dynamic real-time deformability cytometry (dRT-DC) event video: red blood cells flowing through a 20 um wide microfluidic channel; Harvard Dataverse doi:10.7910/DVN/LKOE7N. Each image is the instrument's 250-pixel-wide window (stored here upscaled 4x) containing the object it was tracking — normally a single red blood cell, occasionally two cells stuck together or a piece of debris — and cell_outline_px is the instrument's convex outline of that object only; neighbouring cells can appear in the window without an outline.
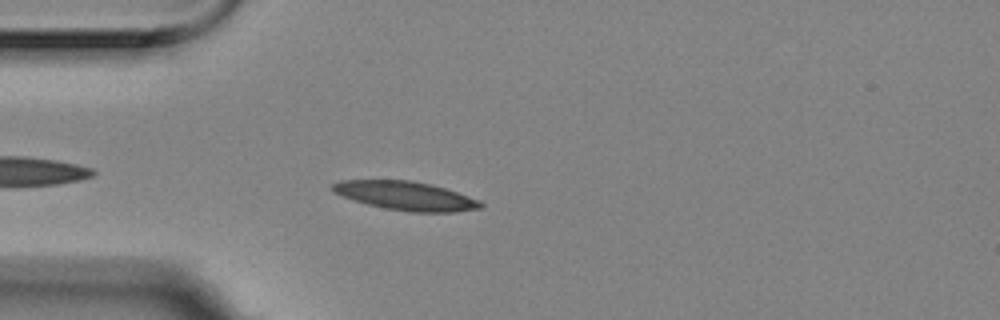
{"species": "Egyptian fruit bat (a non-hibernating species)", "species_latin": "Rousettus aegyptiacus", "temperature_condition": "room temperature", "stored_images_in_passage": 5, "camera_frame_rate_fps": 3000, "um_per_image_px": 0.085, "animal": {"sex": "female"}, "frame": {"image": 1, "passage_image": 5, "time_ms": 1.333, "image_size_px": [1000, 320], "cell_outline_px": [[484, 204], [480, 208], [456, 212], [412, 212], [384, 208], [368, 204], [332, 192], [328, 188], [332, 184], [340, 180], [412, 180], [432, 184], [480, 200]], "centroid_in_image_um": [34.47, 16.63], "position_along_channel_um": 50.5, "area_um2": 24.8}}